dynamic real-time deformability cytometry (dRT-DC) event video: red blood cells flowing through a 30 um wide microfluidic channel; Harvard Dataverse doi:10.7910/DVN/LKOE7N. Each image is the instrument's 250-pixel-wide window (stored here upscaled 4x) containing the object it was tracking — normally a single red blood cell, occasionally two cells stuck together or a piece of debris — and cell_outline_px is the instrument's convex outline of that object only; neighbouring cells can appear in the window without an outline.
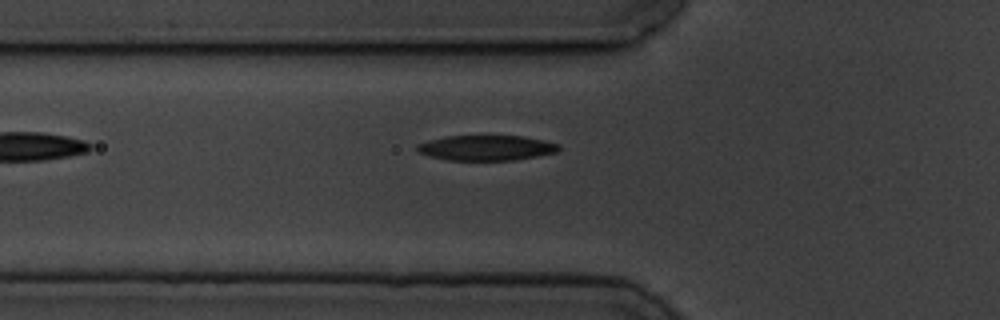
{"species": "common noctule bat (a hibernating species)", "species_latin": "Nyctalus noctula", "temperature_condition": "cold", "stored_images_in_passage": 3, "camera_frame_rate_fps": 3000, "um_per_image_px": 0.085, "animal": {"sex": "male", "body_mass_g": 19.5, "forearm_length_mm": 54.6}, "frame": {"image": 1, "passage_image": 3, "time_ms": 2.333, "image_size_px": [1000, 320], "cell_outline_px": [[560, 148], [556, 152], [516, 160], [448, 160], [428, 156], [420, 152], [416, 148], [416, 144], [428, 140], [448, 136], [524, 136], [544, 140], [560, 144]], "centroid_in_image_um": [41.34, 12.56], "position_along_channel_um": 84.5, "area_um2": 20.81}}